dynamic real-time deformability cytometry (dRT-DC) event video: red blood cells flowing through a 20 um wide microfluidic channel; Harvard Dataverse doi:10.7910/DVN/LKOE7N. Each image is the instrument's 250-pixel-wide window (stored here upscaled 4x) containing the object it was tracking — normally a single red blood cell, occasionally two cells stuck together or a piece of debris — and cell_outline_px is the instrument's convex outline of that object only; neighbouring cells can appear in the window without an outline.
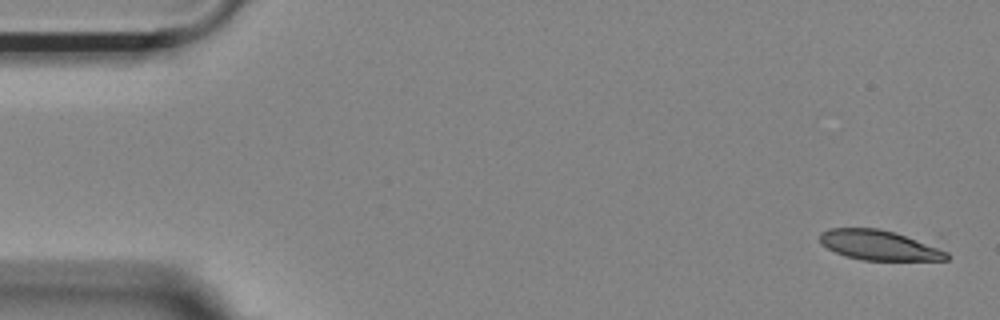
{"species": "Egyptian fruit bat (a non-hibernating species)", "species_latin": "Rousettus aegyptiacus", "temperature_condition": "room temperature", "stored_images_in_passage": 18, "camera_frame_rate_fps": 3000, "um_per_image_px": 0.085, "animal": {"sex": "female"}, "frame": {"image": 1, "passage_image": 1, "time_ms": 0.0, "image_size_px": [1000, 320], "cell_outline_px": [[952, 256], [948, 260], [864, 260], [844, 256], [820, 244], [820, 232], [828, 228], [880, 228], [940, 232]], "centroid_in_image_um": [75.3, 20.74], "position_along_channel_um": 9.7, "area_um2": 26.07}}
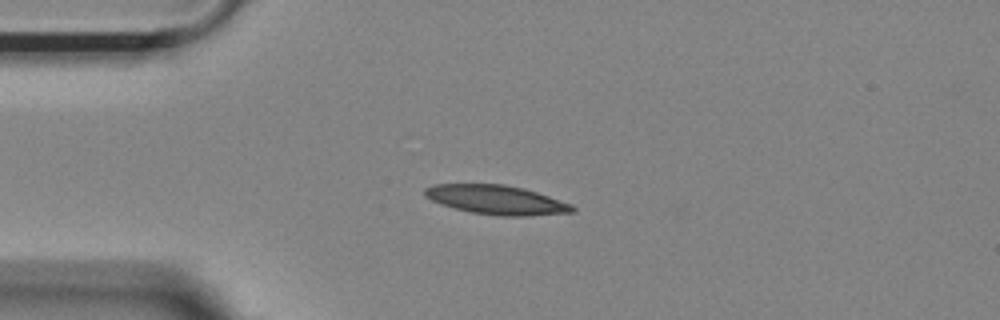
{"frame": {"image": 2, "passage_image": 12, "time_ms": 3.667, "image_size_px": [1000, 320], "cell_outline_px": [[576, 212], [528, 216], [500, 216], [472, 212], [440, 204], [424, 196], [424, 188], [436, 184], [504, 184], [524, 188], [572, 204], [576, 208]], "centroid_in_image_um": [42.22, 16.99], "position_along_channel_um": 42.8, "area_um2": 25.09}}
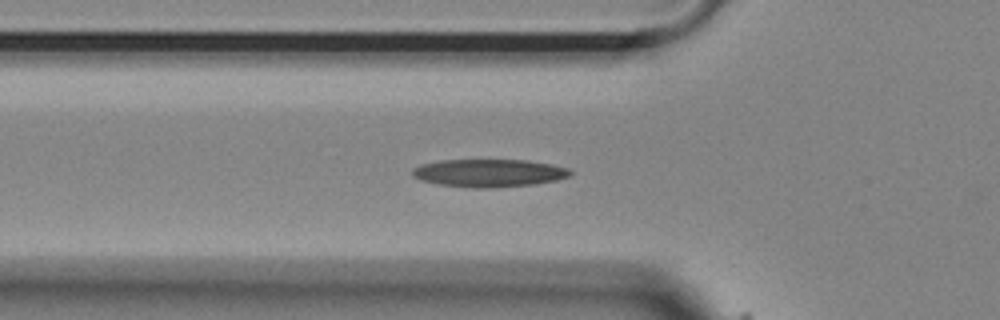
{"frame": {"image": 3, "passage_image": 17, "time_ms": 5.333, "image_size_px": [1000, 320], "cell_outline_px": [[572, 176], [556, 180], [536, 184], [492, 188], [472, 188], [436, 184], [420, 180], [412, 176], [412, 168], [420, 164], [440, 160], [528, 160], [552, 164], [568, 168], [572, 172]], "centroid_in_image_um": [41.55, 14.71], "position_along_channel_um": 84.2, "area_um2": 25.95}}